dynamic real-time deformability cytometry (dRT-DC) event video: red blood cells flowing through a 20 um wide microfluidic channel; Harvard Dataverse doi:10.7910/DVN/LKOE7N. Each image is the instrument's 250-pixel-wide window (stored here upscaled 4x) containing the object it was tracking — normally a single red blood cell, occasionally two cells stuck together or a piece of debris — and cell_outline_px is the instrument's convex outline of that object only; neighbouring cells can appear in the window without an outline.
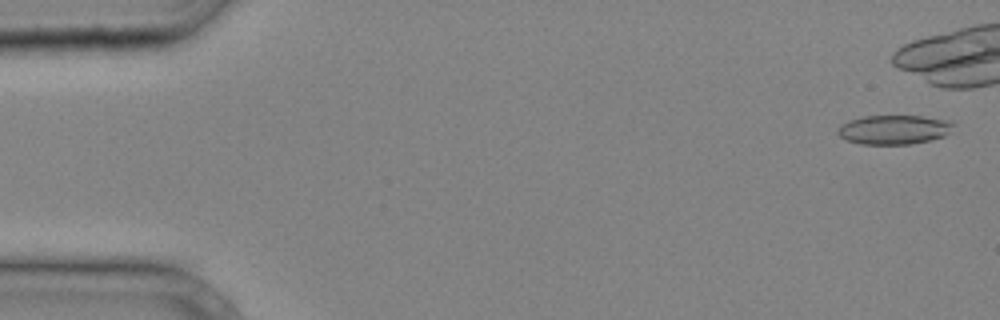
{"species": "common noctule bat (a hibernating species)", "species_latin": "Nyctalus noctula", "temperature_condition": "cold", "stored_images_in_passage": 30, "camera_frame_rate_fps": 3000, "um_per_image_px": 0.085, "animal": {"sex": "male", "body_mass_g": 20.4}, "frame": {"image": 1, "passage_image": 1, "time_ms": 0.0, "image_size_px": [1000, 320], "cell_outline_px": [[956, 124], [944, 136], [912, 144], [860, 144], [844, 140], [836, 132], [840, 124], [864, 116], [920, 116], [948, 120]], "centroid_in_image_um": [75.95, 11.02], "position_along_channel_um": 9.0, "area_um2": 19.65}}